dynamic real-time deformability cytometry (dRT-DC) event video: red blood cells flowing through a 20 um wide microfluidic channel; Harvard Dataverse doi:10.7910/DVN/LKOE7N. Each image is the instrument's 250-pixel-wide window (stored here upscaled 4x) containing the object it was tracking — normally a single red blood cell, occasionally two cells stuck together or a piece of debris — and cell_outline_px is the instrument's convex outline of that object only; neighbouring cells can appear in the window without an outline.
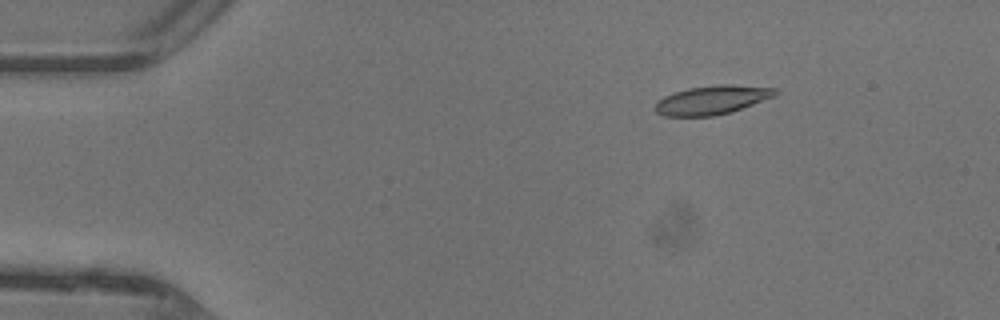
{"species": "common noctule bat (a hibernating species)", "species_latin": "Nyctalus noctula", "temperature_condition": "warm", "stored_images_in_passage": 48, "camera_frame_rate_fps": 3000, "um_per_image_px": 0.085, "animal": {"sex": "female"}, "frame": {"image": 1, "passage_image": 8, "time_ms": 2.333, "image_size_px": [1000, 320], "cell_outline_px": [[780, 92], [772, 96], [752, 104], [728, 112], [712, 116], [664, 116], [656, 112], [656, 104], [664, 96], [688, 88], [720, 84], [732, 84], [776, 88]], "centroid_in_image_um": [60.52, 8.48], "position_along_channel_um": 24.5, "area_um2": 19.77}}
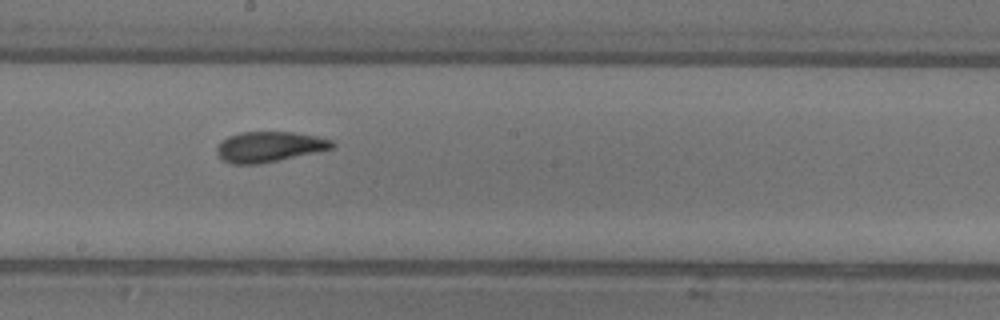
{"frame": {"image": 2, "passage_image": 27, "time_ms": 8.667, "image_size_px": [1000, 320], "cell_outline_px": [[336, 144], [332, 148], [260, 164], [232, 164], [220, 160], [216, 152], [216, 148], [220, 140], [228, 136], [240, 132], [292, 132], [316, 136], [332, 140]], "centroid_in_image_um": [22.81, 12.47], "position_along_channel_um": 225.4, "area_um2": 20.46}}
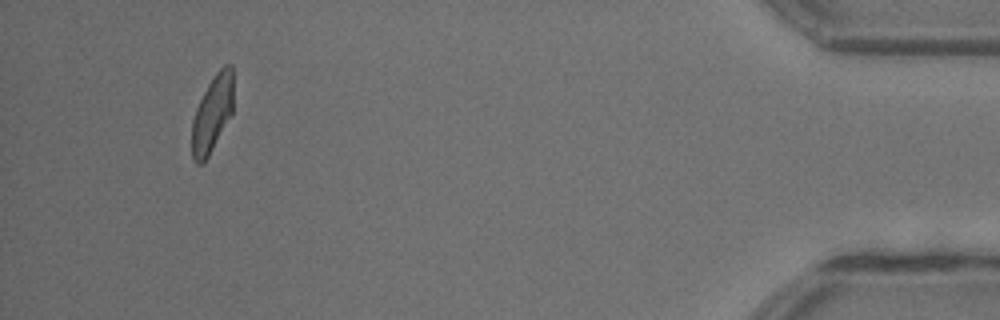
{"frame": {"image": 3, "passage_image": 45, "time_ms": 14.667, "image_size_px": [1000, 320], "cell_outline_px": [[232, 116], [208, 156], [200, 164], [196, 164], [192, 160], [192, 120], [196, 108], [208, 84], [216, 72], [224, 64], [232, 64]], "centroid_in_image_um": [18.04, 9.67], "position_along_channel_um": 417.2, "area_um2": 18.5}, "authors_computed_cell_mechanics": {"area_um2": 20.0855, "velocity_mm_per_s": 4.4258, "shape_relaxation_time_tau1_ms": 4.7433, "shape_relaxation_time_tau2_ms": 1.188, "deformation_change_tau1": 0.1784, "deformation_change_tau2": 0.078}}